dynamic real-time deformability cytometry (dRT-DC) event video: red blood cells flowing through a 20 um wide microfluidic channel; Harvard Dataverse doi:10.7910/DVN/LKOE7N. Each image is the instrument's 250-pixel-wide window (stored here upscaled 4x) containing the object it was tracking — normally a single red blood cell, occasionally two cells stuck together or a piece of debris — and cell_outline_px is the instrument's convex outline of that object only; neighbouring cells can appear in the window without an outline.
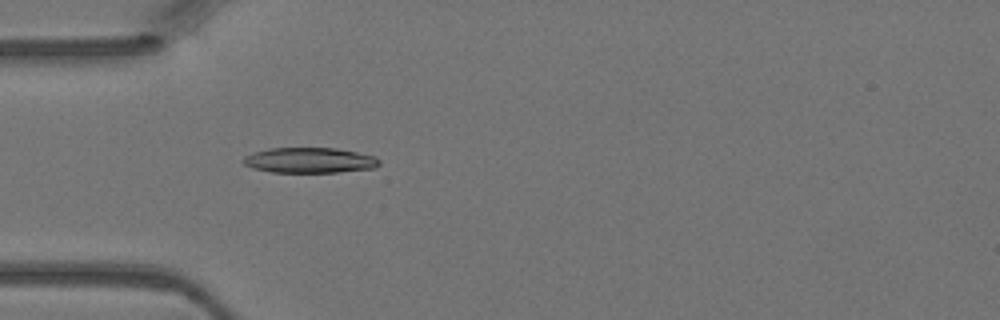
{"species": "Egyptian fruit bat (a non-hibernating species)", "species_latin": "Rousettus aegyptiacus", "temperature_condition": "warm", "stored_images_in_passage": 3, "camera_frame_rate_fps": 3000, "um_per_image_px": 0.085, "animal": {"sex": "female"}, "frame": {"image": 1, "passage_image": 3, "time_ms": 0.667, "image_size_px": [1000, 320], "cell_outline_px": [[380, 164], [372, 168], [340, 172], [272, 172], [252, 168], [244, 164], [240, 160], [244, 156], [268, 148], [336, 148], [356, 152], [372, 156], [380, 160]], "centroid_in_image_um": [26.27, 13.62], "position_along_channel_um": 58.7, "area_um2": 20.0}}